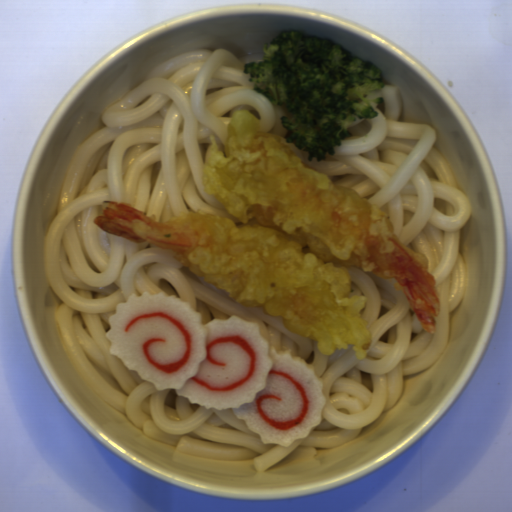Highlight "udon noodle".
I'll list each match as a JSON object with an SVG mask.
<instances>
[{
    "label": "udon noodle",
    "instance_id": "udon-noodle-1",
    "mask_svg": "<svg viewBox=\"0 0 512 512\" xmlns=\"http://www.w3.org/2000/svg\"><path fill=\"white\" fill-rule=\"evenodd\" d=\"M263 56L236 57L230 49L208 47L180 53L104 110L103 127L78 144L71 157L43 249L46 279L59 300V335L83 382L147 437L196 457L251 459L257 472L280 460L312 459L321 449L352 441L398 403L406 376L442 357L452 314L466 292L462 235L473 212L471 199L437 149L436 130L404 120L403 98L394 84H383L375 119L353 120L351 137L333 157L310 162L306 152L286 143L281 117L287 108L253 91L244 74L245 63ZM246 108L263 132L280 136L303 161L387 213L402 242L428 257L441 304L435 334L419 324L402 292L350 267L353 294L368 301L363 317L373 344L363 360L352 350L327 356L315 341L287 330L281 317L242 307L178 264L170 250L107 234L93 223L106 199L129 202L159 220L201 210L242 225L205 193L201 168L209 157L210 135L222 151L232 113ZM144 291L177 295L200 311L203 325L232 314L258 322L277 350L292 348L314 364L328 398L324 421L306 440L287 447L263 444L232 409L207 410L174 389L157 391L110 354L105 335L116 305Z\"/></svg>",
    "mask_w": 512,
    "mask_h": 512
}]
</instances>
